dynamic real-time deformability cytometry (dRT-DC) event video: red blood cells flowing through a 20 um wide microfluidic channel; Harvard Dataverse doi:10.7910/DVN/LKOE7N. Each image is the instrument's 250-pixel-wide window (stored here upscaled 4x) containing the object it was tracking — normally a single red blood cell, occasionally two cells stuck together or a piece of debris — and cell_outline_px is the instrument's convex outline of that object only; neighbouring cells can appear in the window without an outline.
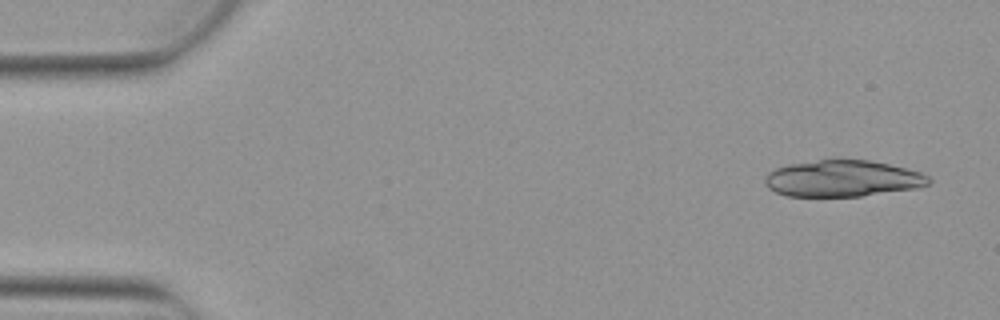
{"species": "Egyptian fruit bat (a non-hibernating species)", "species_latin": "Rousettus aegyptiacus", "temperature_condition": "warm", "stored_images_in_passage": 4, "camera_frame_rate_fps": 3000, "um_per_image_px": 0.085, "animal": {"sex": "female"}, "frame": {"image": 1, "passage_image": 1, "time_ms": 0.0, "image_size_px": [1000, 320], "cell_outline_px": [[932, 180], [928, 184], [920, 188], [860, 196], [784, 196], [768, 188], [764, 184], [764, 176], [768, 172], [776, 168], [788, 164], [820, 160], [872, 160], [920, 172], [928, 176]], "centroid_in_image_um": [71.6, 15.18], "position_along_channel_um": 13.4, "area_um2": 34.85}}